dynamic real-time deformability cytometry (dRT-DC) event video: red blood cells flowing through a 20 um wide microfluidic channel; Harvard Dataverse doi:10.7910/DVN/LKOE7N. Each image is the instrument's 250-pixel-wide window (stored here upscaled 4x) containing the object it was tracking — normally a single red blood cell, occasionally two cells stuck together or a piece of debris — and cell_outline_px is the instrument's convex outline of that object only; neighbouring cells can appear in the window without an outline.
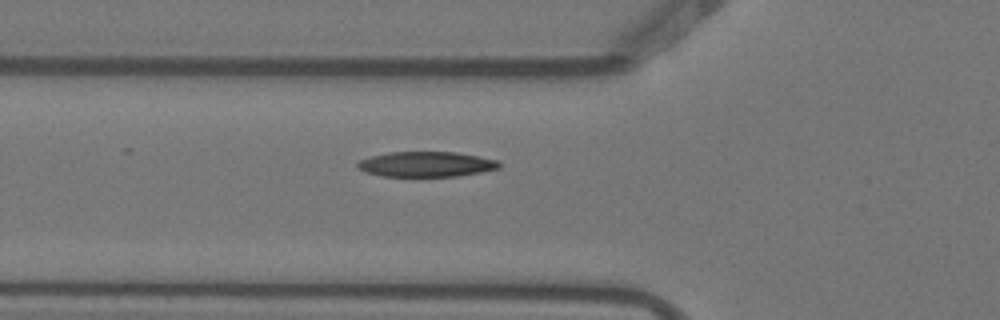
{"species": "Egyptian fruit bat (a non-hibernating species)", "species_latin": "Rousettus aegyptiacus", "temperature_condition": "warm", "stored_images_in_passage": 6, "camera_frame_rate_fps": 3000, "um_per_image_px": 0.085, "animal": {"sex": "female"}, "frame": {"image": 1, "passage_image": 6, "time_ms": 1.667, "image_size_px": [1000, 320], "cell_outline_px": [[500, 168], [480, 172], [456, 176], [384, 176], [364, 172], [356, 168], [356, 164], [360, 160], [372, 156], [388, 152], [456, 152], [496, 160], [500, 164]], "centroid_in_image_um": [36.18, 13.96], "position_along_channel_um": 89.6, "area_um2": 20.63}}